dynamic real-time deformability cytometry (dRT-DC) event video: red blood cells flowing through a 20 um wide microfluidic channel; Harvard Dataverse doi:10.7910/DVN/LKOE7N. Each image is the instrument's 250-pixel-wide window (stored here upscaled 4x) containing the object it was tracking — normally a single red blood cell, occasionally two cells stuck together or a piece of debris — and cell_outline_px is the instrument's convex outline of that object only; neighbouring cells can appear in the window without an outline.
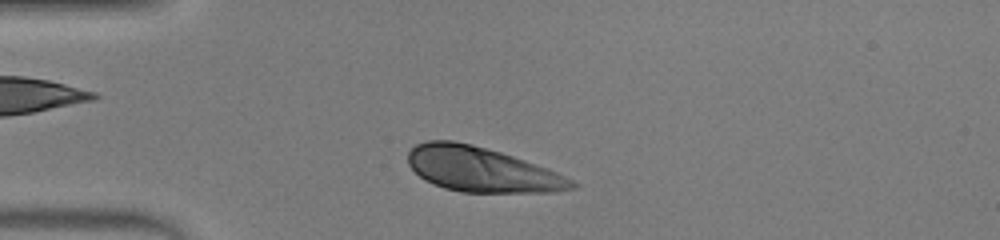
{"species": "human", "species_latin": "Homo sapiens", "temperature_condition": "warm", "stored_images_in_passage": 35, "camera_frame_rate_fps": 3000, "um_per_image_px": 0.085, "donor": {"sex": "male"}, "frame": {"image": 1, "passage_image": 4, "time_ms": 1.0, "image_size_px": [1000, 240], "cell_outline_px": [[580, 184], [576, 188], [556, 192], [460, 192], [444, 188], [432, 184], [424, 180], [408, 164], [408, 152], [416, 144], [428, 140], [452, 140], [472, 144], [500, 152], [548, 168]], "centroid_in_image_um": [40.94, 14.41], "position_along_channel_um": 44.1, "area_um2": 42.71}}
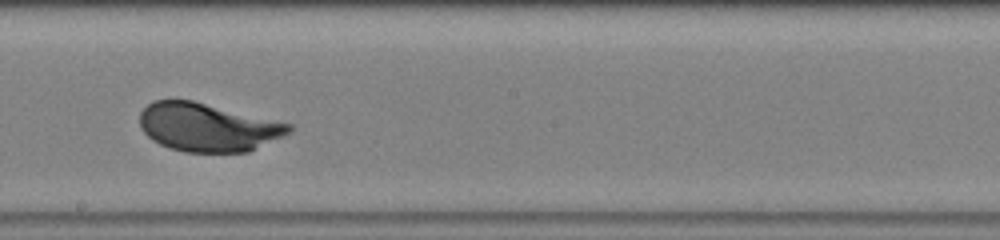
{"frame": {"image": 2, "passage_image": 19, "time_ms": 6.0, "image_size_px": [1000, 240], "cell_outline_px": [[292, 132], [248, 152], [184, 152], [168, 148], [152, 140], [140, 128], [140, 112], [152, 100], [192, 100], [292, 124]], "centroid_in_image_um": [17.64, 10.82], "position_along_channel_um": 230.6, "area_um2": 42.02}}
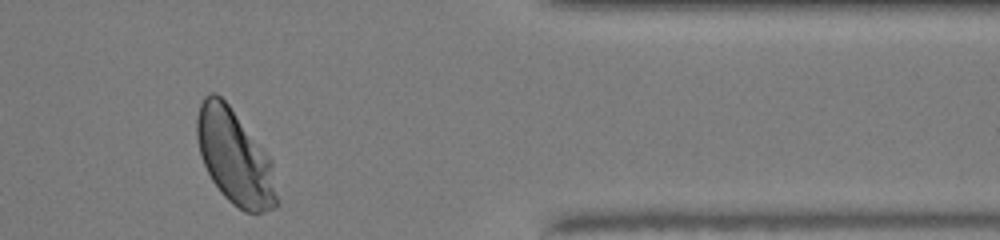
{"frame": {"image": 3, "passage_image": 32, "time_ms": 10.333, "image_size_px": [1000, 240], "cell_outline_px": [[280, 204], [276, 208], [256, 216], [244, 212], [232, 204], [220, 192], [212, 180], [200, 156], [196, 136], [196, 116], [200, 104], [204, 96], [208, 92], [216, 92], [228, 104], [272, 160], [280, 200]], "centroid_in_image_um": [19.98, 13.43], "position_along_channel_um": 391.4, "area_um2": 44.91}, "authors_computed_cell_mechanics": {"area_um2": 42.5986, "velocity_mm_per_s": 4.2184, "shape_relaxation_time_tau1_ms": 1.9831, "shape_relaxation_time_tau2_ms": null, "deformation_change_tau1": 0.1493, "deformation_change_tau2": null}}